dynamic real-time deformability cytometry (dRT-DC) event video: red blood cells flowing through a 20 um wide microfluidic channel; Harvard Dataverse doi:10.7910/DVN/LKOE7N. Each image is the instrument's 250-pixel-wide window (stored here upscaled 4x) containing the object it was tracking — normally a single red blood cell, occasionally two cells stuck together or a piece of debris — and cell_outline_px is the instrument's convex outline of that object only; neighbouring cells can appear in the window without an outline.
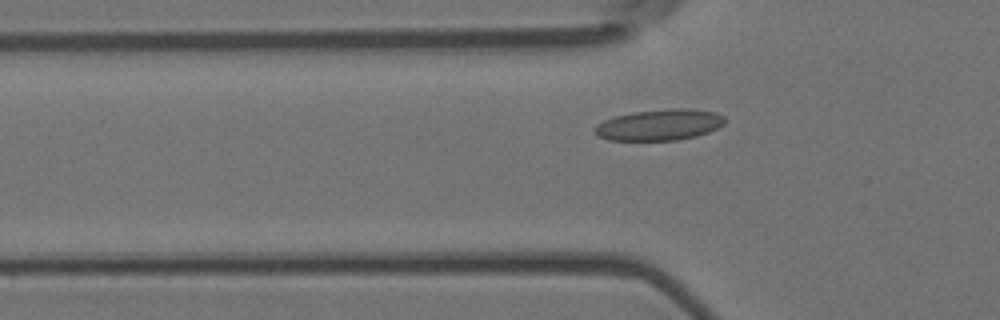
{"species": "Egyptian fruit bat (a non-hibernating species)", "species_latin": "Rousettus aegyptiacus", "temperature_condition": "room temperature", "stored_images_in_passage": 45, "camera_frame_rate_fps": 3000, "um_per_image_px": 0.085, "animal": {"sex": "female"}, "frame": {"image": 1, "passage_image": 14, "time_ms": 4.333, "image_size_px": [1000, 320], "cell_outline_px": [[724, 124], [708, 132], [696, 136], [676, 140], [608, 140], [596, 136], [592, 132], [592, 128], [596, 124], [604, 120], [616, 116], [632, 112], [676, 108], [688, 108], [716, 112], [724, 116]], "centroid_in_image_um": [56.0, 10.61], "position_along_channel_um": 69.8, "area_um2": 23.7}}
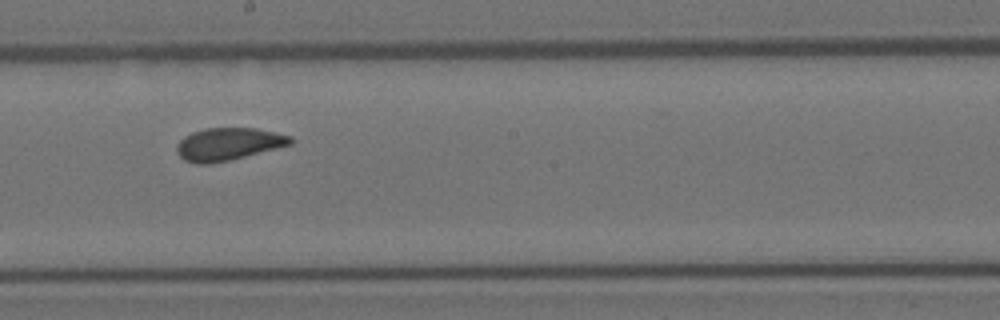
{"frame": {"image": 2, "passage_image": 27, "time_ms": 8.667, "image_size_px": [1000, 320], "cell_outline_px": [[296, 140], [292, 144], [228, 160], [208, 164], [196, 164], [184, 160], [176, 152], [176, 144], [184, 136], [192, 132], [204, 128], [256, 128], [292, 136]], "centroid_in_image_um": [19.39, 12.24], "position_along_channel_um": 228.8, "area_um2": 21.56}}
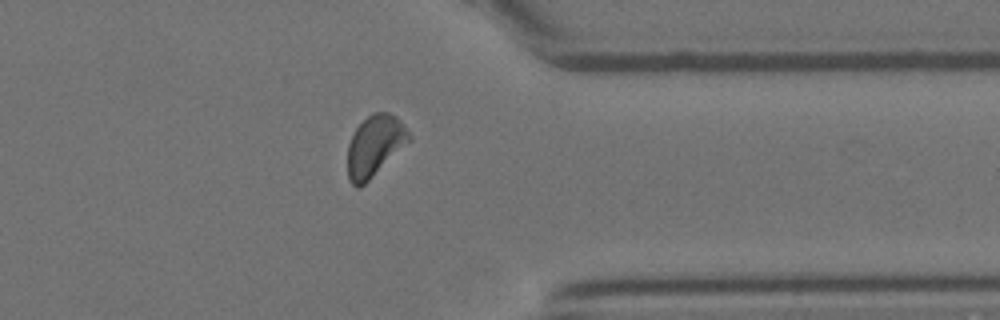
{"frame": {"image": 3, "passage_image": 40, "time_ms": 13.0, "image_size_px": [1000, 320], "cell_outline_px": [[412, 140], [360, 188], [356, 188], [348, 180], [348, 144], [356, 128], [372, 112], [388, 112], [396, 116], [400, 120], [412, 136]], "centroid_in_image_um": [31.87, 12.4], "position_along_channel_um": 379.5, "area_um2": 21.91}, "authors_computed_cell_mechanics": {"area_um2": 21.8484, "velocity_mm_per_s": 3.6552, "shape_relaxation_time_tau1_ms": null, "shape_relaxation_time_tau2_ms": 1.1997, "deformation_change_tau1": null, "deformation_change_tau2": 0.0537}}